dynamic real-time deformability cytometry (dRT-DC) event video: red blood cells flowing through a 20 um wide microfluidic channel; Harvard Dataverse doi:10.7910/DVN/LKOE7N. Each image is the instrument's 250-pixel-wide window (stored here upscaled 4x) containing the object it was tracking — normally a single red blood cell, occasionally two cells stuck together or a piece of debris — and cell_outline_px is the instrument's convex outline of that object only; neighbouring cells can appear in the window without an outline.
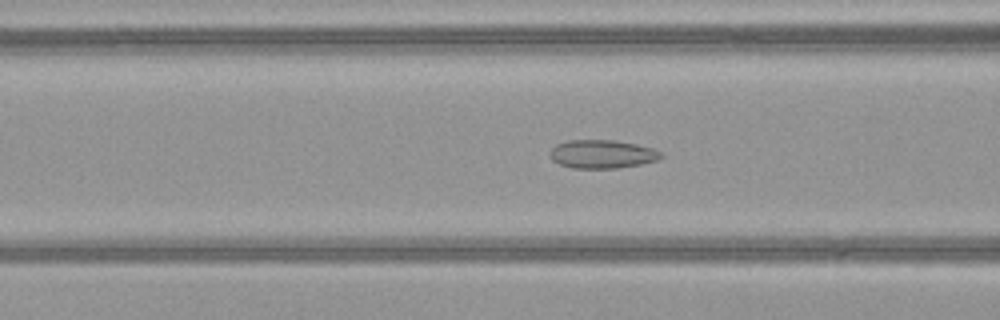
{"species": "common noctule bat (a hibernating species)", "species_latin": "Nyctalus noctula", "temperature_condition": "warm", "stored_images_in_passage": 51, "camera_frame_rate_fps": 3000, "um_per_image_px": 0.085, "animal": {"sex": "female", "body_mass_g": 21.9}, "frame": {"image": 1, "passage_image": 21, "time_ms": 6.667, "image_size_px": [1000, 320], "cell_outline_px": [[664, 156], [656, 160], [640, 164], [616, 168], [572, 168], [560, 164], [552, 160], [552, 148], [556, 144], [568, 140], [612, 140], [636, 144], [652, 148], [660, 152]], "centroid_in_image_um": [51.19, 13.09], "position_along_channel_um": 115.4, "area_um2": 18.15}}
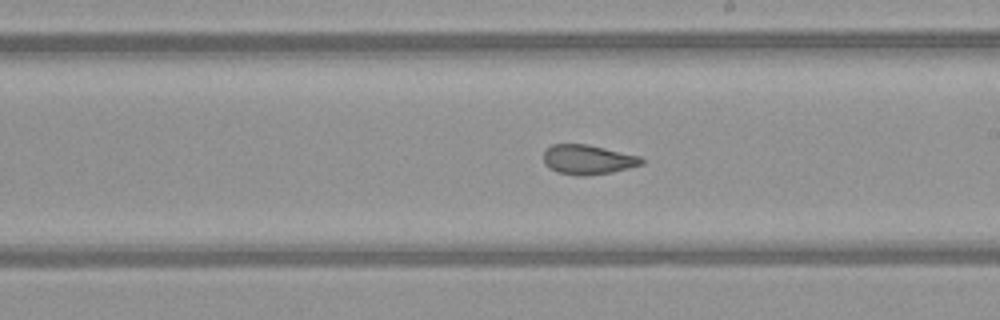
{"frame": {"image": 2, "passage_image": 30, "time_ms": 9.667, "image_size_px": [1000, 320], "cell_outline_px": [[644, 164], [612, 172], [588, 176], [580, 176], [556, 172], [548, 168], [544, 164], [544, 152], [552, 144], [588, 144], [640, 156], [644, 160]], "centroid_in_image_um": [49.96, 13.57], "position_along_channel_um": 239.0, "area_um2": 17.05}}
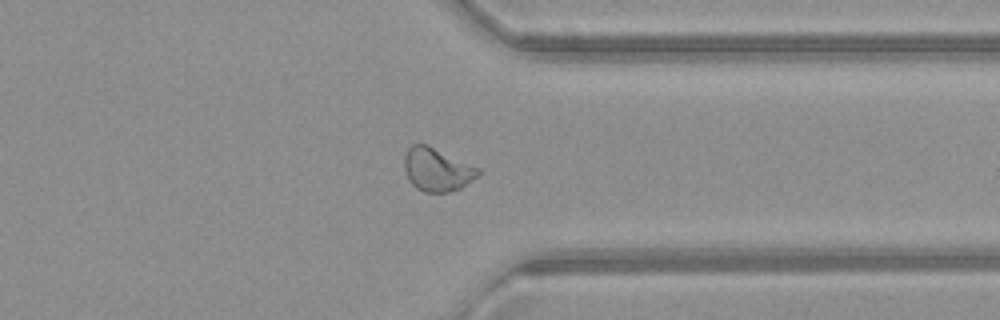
{"frame": {"image": 3, "passage_image": 40, "time_ms": 13.0, "image_size_px": [1000, 320], "cell_outline_px": [[480, 176], [460, 188], [448, 192], [424, 192], [416, 188], [408, 180], [404, 168], [404, 156], [408, 148], [412, 144], [428, 144], [480, 168]], "centroid_in_image_um": [37.15, 14.41], "position_along_channel_um": 374.2, "area_um2": 18.84}, "authors_computed_cell_mechanics": {"area_um2": 19.7098, "velocity_mm_per_s": 4.1133, "shape_relaxation_time_tau1_ms": null, "shape_relaxation_time_tau2_ms": 0.9778, "deformation_change_tau1": null, "deformation_change_tau2": 0.0621}}